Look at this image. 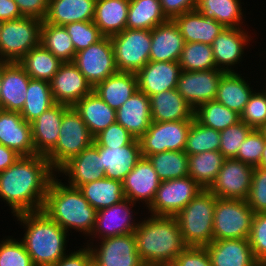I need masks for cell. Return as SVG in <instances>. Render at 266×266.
<instances>
[{
  "label": "cell",
  "instance_id": "cell-1",
  "mask_svg": "<svg viewBox=\"0 0 266 266\" xmlns=\"http://www.w3.org/2000/svg\"><path fill=\"white\" fill-rule=\"evenodd\" d=\"M55 170L43 155L20 156L0 172V198L10 206L13 215L40 211Z\"/></svg>",
  "mask_w": 266,
  "mask_h": 266
},
{
  "label": "cell",
  "instance_id": "cell-2",
  "mask_svg": "<svg viewBox=\"0 0 266 266\" xmlns=\"http://www.w3.org/2000/svg\"><path fill=\"white\" fill-rule=\"evenodd\" d=\"M133 234L145 266H169L187 247L175 216L151 215Z\"/></svg>",
  "mask_w": 266,
  "mask_h": 266
},
{
  "label": "cell",
  "instance_id": "cell-3",
  "mask_svg": "<svg viewBox=\"0 0 266 266\" xmlns=\"http://www.w3.org/2000/svg\"><path fill=\"white\" fill-rule=\"evenodd\" d=\"M14 216L26 228L21 242L34 266H52L66 255L68 232L45 212L40 210Z\"/></svg>",
  "mask_w": 266,
  "mask_h": 266
},
{
  "label": "cell",
  "instance_id": "cell-4",
  "mask_svg": "<svg viewBox=\"0 0 266 266\" xmlns=\"http://www.w3.org/2000/svg\"><path fill=\"white\" fill-rule=\"evenodd\" d=\"M56 178L50 182L42 211L67 232L72 228L91 236L97 211L78 188L65 185Z\"/></svg>",
  "mask_w": 266,
  "mask_h": 266
},
{
  "label": "cell",
  "instance_id": "cell-5",
  "mask_svg": "<svg viewBox=\"0 0 266 266\" xmlns=\"http://www.w3.org/2000/svg\"><path fill=\"white\" fill-rule=\"evenodd\" d=\"M216 200L209 189H203L175 216L187 246L205 247L213 241Z\"/></svg>",
  "mask_w": 266,
  "mask_h": 266
},
{
  "label": "cell",
  "instance_id": "cell-6",
  "mask_svg": "<svg viewBox=\"0 0 266 266\" xmlns=\"http://www.w3.org/2000/svg\"><path fill=\"white\" fill-rule=\"evenodd\" d=\"M94 143L87 125L73 106L65 111L55 147L45 156L51 167L57 171L70 158L80 154Z\"/></svg>",
  "mask_w": 266,
  "mask_h": 266
},
{
  "label": "cell",
  "instance_id": "cell-7",
  "mask_svg": "<svg viewBox=\"0 0 266 266\" xmlns=\"http://www.w3.org/2000/svg\"><path fill=\"white\" fill-rule=\"evenodd\" d=\"M43 20L22 17L3 21L0 29V60L18 62L32 48L40 45Z\"/></svg>",
  "mask_w": 266,
  "mask_h": 266
},
{
  "label": "cell",
  "instance_id": "cell-8",
  "mask_svg": "<svg viewBox=\"0 0 266 266\" xmlns=\"http://www.w3.org/2000/svg\"><path fill=\"white\" fill-rule=\"evenodd\" d=\"M254 214L246 200L217 198L213 240L248 239Z\"/></svg>",
  "mask_w": 266,
  "mask_h": 266
},
{
  "label": "cell",
  "instance_id": "cell-9",
  "mask_svg": "<svg viewBox=\"0 0 266 266\" xmlns=\"http://www.w3.org/2000/svg\"><path fill=\"white\" fill-rule=\"evenodd\" d=\"M110 39L118 72L136 73L150 61L151 30L126 28Z\"/></svg>",
  "mask_w": 266,
  "mask_h": 266
},
{
  "label": "cell",
  "instance_id": "cell-10",
  "mask_svg": "<svg viewBox=\"0 0 266 266\" xmlns=\"http://www.w3.org/2000/svg\"><path fill=\"white\" fill-rule=\"evenodd\" d=\"M192 122L193 120L152 121L148 130L138 139L142 156L165 151H183Z\"/></svg>",
  "mask_w": 266,
  "mask_h": 266
},
{
  "label": "cell",
  "instance_id": "cell-11",
  "mask_svg": "<svg viewBox=\"0 0 266 266\" xmlns=\"http://www.w3.org/2000/svg\"><path fill=\"white\" fill-rule=\"evenodd\" d=\"M202 190L190 176L161 181L148 210L151 215L176 216Z\"/></svg>",
  "mask_w": 266,
  "mask_h": 266
},
{
  "label": "cell",
  "instance_id": "cell-12",
  "mask_svg": "<svg viewBox=\"0 0 266 266\" xmlns=\"http://www.w3.org/2000/svg\"><path fill=\"white\" fill-rule=\"evenodd\" d=\"M73 63L94 87L118 72L110 37L104 36L86 49L76 52Z\"/></svg>",
  "mask_w": 266,
  "mask_h": 266
},
{
  "label": "cell",
  "instance_id": "cell-13",
  "mask_svg": "<svg viewBox=\"0 0 266 266\" xmlns=\"http://www.w3.org/2000/svg\"><path fill=\"white\" fill-rule=\"evenodd\" d=\"M254 167L235 158H226L209 190L216 198L246 200Z\"/></svg>",
  "mask_w": 266,
  "mask_h": 266
},
{
  "label": "cell",
  "instance_id": "cell-14",
  "mask_svg": "<svg viewBox=\"0 0 266 266\" xmlns=\"http://www.w3.org/2000/svg\"><path fill=\"white\" fill-rule=\"evenodd\" d=\"M219 69L206 71L182 70L177 82V91L196 110L201 104L215 100L221 77Z\"/></svg>",
  "mask_w": 266,
  "mask_h": 266
},
{
  "label": "cell",
  "instance_id": "cell-15",
  "mask_svg": "<svg viewBox=\"0 0 266 266\" xmlns=\"http://www.w3.org/2000/svg\"><path fill=\"white\" fill-rule=\"evenodd\" d=\"M90 246L97 266H145L136 249L133 233L101 239V245Z\"/></svg>",
  "mask_w": 266,
  "mask_h": 266
},
{
  "label": "cell",
  "instance_id": "cell-16",
  "mask_svg": "<svg viewBox=\"0 0 266 266\" xmlns=\"http://www.w3.org/2000/svg\"><path fill=\"white\" fill-rule=\"evenodd\" d=\"M55 103L74 106L93 91L92 85L73 62H64L50 81Z\"/></svg>",
  "mask_w": 266,
  "mask_h": 266
},
{
  "label": "cell",
  "instance_id": "cell-17",
  "mask_svg": "<svg viewBox=\"0 0 266 266\" xmlns=\"http://www.w3.org/2000/svg\"><path fill=\"white\" fill-rule=\"evenodd\" d=\"M135 204L136 203L125 199L118 204L98 210L95 225L90 237L98 238L97 236H99V239H105L134 233L138 226V222L135 223L133 220V210L131 208Z\"/></svg>",
  "mask_w": 266,
  "mask_h": 266
},
{
  "label": "cell",
  "instance_id": "cell-18",
  "mask_svg": "<svg viewBox=\"0 0 266 266\" xmlns=\"http://www.w3.org/2000/svg\"><path fill=\"white\" fill-rule=\"evenodd\" d=\"M181 71L179 62L149 61L135 73L138 90L149 97L173 90L177 87Z\"/></svg>",
  "mask_w": 266,
  "mask_h": 266
},
{
  "label": "cell",
  "instance_id": "cell-19",
  "mask_svg": "<svg viewBox=\"0 0 266 266\" xmlns=\"http://www.w3.org/2000/svg\"><path fill=\"white\" fill-rule=\"evenodd\" d=\"M160 183L161 180L151 162L147 157H142L122 181L125 199L133 203L144 201L149 207L155 198Z\"/></svg>",
  "mask_w": 266,
  "mask_h": 266
},
{
  "label": "cell",
  "instance_id": "cell-20",
  "mask_svg": "<svg viewBox=\"0 0 266 266\" xmlns=\"http://www.w3.org/2000/svg\"><path fill=\"white\" fill-rule=\"evenodd\" d=\"M57 172L69 177V184L67 185L74 188L105 178V172L99 156V147L93 143L80 154L70 158Z\"/></svg>",
  "mask_w": 266,
  "mask_h": 266
},
{
  "label": "cell",
  "instance_id": "cell-21",
  "mask_svg": "<svg viewBox=\"0 0 266 266\" xmlns=\"http://www.w3.org/2000/svg\"><path fill=\"white\" fill-rule=\"evenodd\" d=\"M30 79L18 62L3 61L0 109L20 113L26 101Z\"/></svg>",
  "mask_w": 266,
  "mask_h": 266
},
{
  "label": "cell",
  "instance_id": "cell-22",
  "mask_svg": "<svg viewBox=\"0 0 266 266\" xmlns=\"http://www.w3.org/2000/svg\"><path fill=\"white\" fill-rule=\"evenodd\" d=\"M0 144L13 149L21 156L35 154L31 124L19 112L0 109Z\"/></svg>",
  "mask_w": 266,
  "mask_h": 266
},
{
  "label": "cell",
  "instance_id": "cell-23",
  "mask_svg": "<svg viewBox=\"0 0 266 266\" xmlns=\"http://www.w3.org/2000/svg\"><path fill=\"white\" fill-rule=\"evenodd\" d=\"M249 39L248 32L243 28H224L211 45L216 69L225 73L235 72L232 66L240 63Z\"/></svg>",
  "mask_w": 266,
  "mask_h": 266
},
{
  "label": "cell",
  "instance_id": "cell-24",
  "mask_svg": "<svg viewBox=\"0 0 266 266\" xmlns=\"http://www.w3.org/2000/svg\"><path fill=\"white\" fill-rule=\"evenodd\" d=\"M68 107L56 103L30 123L35 154L46 156L55 147L64 111Z\"/></svg>",
  "mask_w": 266,
  "mask_h": 266
},
{
  "label": "cell",
  "instance_id": "cell-25",
  "mask_svg": "<svg viewBox=\"0 0 266 266\" xmlns=\"http://www.w3.org/2000/svg\"><path fill=\"white\" fill-rule=\"evenodd\" d=\"M116 122L139 139L152 123L149 96L137 90L116 111Z\"/></svg>",
  "mask_w": 266,
  "mask_h": 266
},
{
  "label": "cell",
  "instance_id": "cell-26",
  "mask_svg": "<svg viewBox=\"0 0 266 266\" xmlns=\"http://www.w3.org/2000/svg\"><path fill=\"white\" fill-rule=\"evenodd\" d=\"M184 44L178 26L168 19L151 30L150 61L178 62Z\"/></svg>",
  "mask_w": 266,
  "mask_h": 266
},
{
  "label": "cell",
  "instance_id": "cell-27",
  "mask_svg": "<svg viewBox=\"0 0 266 266\" xmlns=\"http://www.w3.org/2000/svg\"><path fill=\"white\" fill-rule=\"evenodd\" d=\"M212 266H258L248 239L213 240L205 246Z\"/></svg>",
  "mask_w": 266,
  "mask_h": 266
},
{
  "label": "cell",
  "instance_id": "cell-28",
  "mask_svg": "<svg viewBox=\"0 0 266 266\" xmlns=\"http://www.w3.org/2000/svg\"><path fill=\"white\" fill-rule=\"evenodd\" d=\"M99 156L105 172V178L123 181L143 157L138 139L129 145L110 148H99Z\"/></svg>",
  "mask_w": 266,
  "mask_h": 266
},
{
  "label": "cell",
  "instance_id": "cell-29",
  "mask_svg": "<svg viewBox=\"0 0 266 266\" xmlns=\"http://www.w3.org/2000/svg\"><path fill=\"white\" fill-rule=\"evenodd\" d=\"M173 20L185 43L200 42L212 45L214 39L225 28L215 19L203 16L197 9L183 13Z\"/></svg>",
  "mask_w": 266,
  "mask_h": 266
},
{
  "label": "cell",
  "instance_id": "cell-30",
  "mask_svg": "<svg viewBox=\"0 0 266 266\" xmlns=\"http://www.w3.org/2000/svg\"><path fill=\"white\" fill-rule=\"evenodd\" d=\"M152 121L172 122L194 120V109L177 89L167 90L149 97Z\"/></svg>",
  "mask_w": 266,
  "mask_h": 266
},
{
  "label": "cell",
  "instance_id": "cell-31",
  "mask_svg": "<svg viewBox=\"0 0 266 266\" xmlns=\"http://www.w3.org/2000/svg\"><path fill=\"white\" fill-rule=\"evenodd\" d=\"M95 4L96 0H49L44 21L57 26L93 21Z\"/></svg>",
  "mask_w": 266,
  "mask_h": 266
},
{
  "label": "cell",
  "instance_id": "cell-32",
  "mask_svg": "<svg viewBox=\"0 0 266 266\" xmlns=\"http://www.w3.org/2000/svg\"><path fill=\"white\" fill-rule=\"evenodd\" d=\"M137 90V78L133 72H117L93 87V91L115 111Z\"/></svg>",
  "mask_w": 266,
  "mask_h": 266
},
{
  "label": "cell",
  "instance_id": "cell-33",
  "mask_svg": "<svg viewBox=\"0 0 266 266\" xmlns=\"http://www.w3.org/2000/svg\"><path fill=\"white\" fill-rule=\"evenodd\" d=\"M73 107L79 113L93 137L116 122V111L94 91L84 96Z\"/></svg>",
  "mask_w": 266,
  "mask_h": 266
},
{
  "label": "cell",
  "instance_id": "cell-34",
  "mask_svg": "<svg viewBox=\"0 0 266 266\" xmlns=\"http://www.w3.org/2000/svg\"><path fill=\"white\" fill-rule=\"evenodd\" d=\"M130 0H96L93 23L104 36L126 29Z\"/></svg>",
  "mask_w": 266,
  "mask_h": 266
},
{
  "label": "cell",
  "instance_id": "cell-35",
  "mask_svg": "<svg viewBox=\"0 0 266 266\" xmlns=\"http://www.w3.org/2000/svg\"><path fill=\"white\" fill-rule=\"evenodd\" d=\"M237 72L224 73L219 83L215 100L230 110L241 114L253 89Z\"/></svg>",
  "mask_w": 266,
  "mask_h": 266
},
{
  "label": "cell",
  "instance_id": "cell-36",
  "mask_svg": "<svg viewBox=\"0 0 266 266\" xmlns=\"http://www.w3.org/2000/svg\"><path fill=\"white\" fill-rule=\"evenodd\" d=\"M78 189L96 211L125 200L122 182L119 180L103 178L85 183Z\"/></svg>",
  "mask_w": 266,
  "mask_h": 266
},
{
  "label": "cell",
  "instance_id": "cell-37",
  "mask_svg": "<svg viewBox=\"0 0 266 266\" xmlns=\"http://www.w3.org/2000/svg\"><path fill=\"white\" fill-rule=\"evenodd\" d=\"M18 63L32 79L50 82L63 62L41 44L32 48Z\"/></svg>",
  "mask_w": 266,
  "mask_h": 266
},
{
  "label": "cell",
  "instance_id": "cell-38",
  "mask_svg": "<svg viewBox=\"0 0 266 266\" xmlns=\"http://www.w3.org/2000/svg\"><path fill=\"white\" fill-rule=\"evenodd\" d=\"M220 151H207L189 156L188 176L203 189H209L225 161Z\"/></svg>",
  "mask_w": 266,
  "mask_h": 266
},
{
  "label": "cell",
  "instance_id": "cell-39",
  "mask_svg": "<svg viewBox=\"0 0 266 266\" xmlns=\"http://www.w3.org/2000/svg\"><path fill=\"white\" fill-rule=\"evenodd\" d=\"M160 0H130L126 22L127 29L152 30L166 22Z\"/></svg>",
  "mask_w": 266,
  "mask_h": 266
},
{
  "label": "cell",
  "instance_id": "cell-40",
  "mask_svg": "<svg viewBox=\"0 0 266 266\" xmlns=\"http://www.w3.org/2000/svg\"><path fill=\"white\" fill-rule=\"evenodd\" d=\"M240 0H198L196 9L206 17L215 19L225 28H243Z\"/></svg>",
  "mask_w": 266,
  "mask_h": 266
},
{
  "label": "cell",
  "instance_id": "cell-41",
  "mask_svg": "<svg viewBox=\"0 0 266 266\" xmlns=\"http://www.w3.org/2000/svg\"><path fill=\"white\" fill-rule=\"evenodd\" d=\"M26 92V101L20 114L27 123H32L43 112L56 104L52 96L50 82L31 78Z\"/></svg>",
  "mask_w": 266,
  "mask_h": 266
},
{
  "label": "cell",
  "instance_id": "cell-42",
  "mask_svg": "<svg viewBox=\"0 0 266 266\" xmlns=\"http://www.w3.org/2000/svg\"><path fill=\"white\" fill-rule=\"evenodd\" d=\"M40 44L63 63L73 62L75 47L64 26L52 25L43 20Z\"/></svg>",
  "mask_w": 266,
  "mask_h": 266
},
{
  "label": "cell",
  "instance_id": "cell-43",
  "mask_svg": "<svg viewBox=\"0 0 266 266\" xmlns=\"http://www.w3.org/2000/svg\"><path fill=\"white\" fill-rule=\"evenodd\" d=\"M161 181L188 176L189 156L183 151H165L147 156Z\"/></svg>",
  "mask_w": 266,
  "mask_h": 266
},
{
  "label": "cell",
  "instance_id": "cell-44",
  "mask_svg": "<svg viewBox=\"0 0 266 266\" xmlns=\"http://www.w3.org/2000/svg\"><path fill=\"white\" fill-rule=\"evenodd\" d=\"M194 116L202 125L217 131L225 130L227 127L233 126L241 121L240 114L230 110L216 100L201 104L194 111Z\"/></svg>",
  "mask_w": 266,
  "mask_h": 266
},
{
  "label": "cell",
  "instance_id": "cell-45",
  "mask_svg": "<svg viewBox=\"0 0 266 266\" xmlns=\"http://www.w3.org/2000/svg\"><path fill=\"white\" fill-rule=\"evenodd\" d=\"M220 131L202 125L194 118L187 134L184 152L190 156L207 151H219Z\"/></svg>",
  "mask_w": 266,
  "mask_h": 266
},
{
  "label": "cell",
  "instance_id": "cell-46",
  "mask_svg": "<svg viewBox=\"0 0 266 266\" xmlns=\"http://www.w3.org/2000/svg\"><path fill=\"white\" fill-rule=\"evenodd\" d=\"M178 62L185 71L216 69L212 46L200 42L185 43Z\"/></svg>",
  "mask_w": 266,
  "mask_h": 266
},
{
  "label": "cell",
  "instance_id": "cell-47",
  "mask_svg": "<svg viewBox=\"0 0 266 266\" xmlns=\"http://www.w3.org/2000/svg\"><path fill=\"white\" fill-rule=\"evenodd\" d=\"M64 27L71 37L75 52L88 48L104 37L93 21L72 22Z\"/></svg>",
  "mask_w": 266,
  "mask_h": 266
},
{
  "label": "cell",
  "instance_id": "cell-48",
  "mask_svg": "<svg viewBox=\"0 0 266 266\" xmlns=\"http://www.w3.org/2000/svg\"><path fill=\"white\" fill-rule=\"evenodd\" d=\"M252 130L245 122L239 121L220 131L219 151L225 158H235L241 144Z\"/></svg>",
  "mask_w": 266,
  "mask_h": 266
},
{
  "label": "cell",
  "instance_id": "cell-49",
  "mask_svg": "<svg viewBox=\"0 0 266 266\" xmlns=\"http://www.w3.org/2000/svg\"><path fill=\"white\" fill-rule=\"evenodd\" d=\"M240 120L252 129H260L266 123V89L251 94Z\"/></svg>",
  "mask_w": 266,
  "mask_h": 266
},
{
  "label": "cell",
  "instance_id": "cell-50",
  "mask_svg": "<svg viewBox=\"0 0 266 266\" xmlns=\"http://www.w3.org/2000/svg\"><path fill=\"white\" fill-rule=\"evenodd\" d=\"M0 266H34L21 240L13 238L0 242Z\"/></svg>",
  "mask_w": 266,
  "mask_h": 266
},
{
  "label": "cell",
  "instance_id": "cell-51",
  "mask_svg": "<svg viewBox=\"0 0 266 266\" xmlns=\"http://www.w3.org/2000/svg\"><path fill=\"white\" fill-rule=\"evenodd\" d=\"M248 240L256 261L266 264V212L254 214Z\"/></svg>",
  "mask_w": 266,
  "mask_h": 266
},
{
  "label": "cell",
  "instance_id": "cell-52",
  "mask_svg": "<svg viewBox=\"0 0 266 266\" xmlns=\"http://www.w3.org/2000/svg\"><path fill=\"white\" fill-rule=\"evenodd\" d=\"M264 143L265 138L263 134L259 130L253 129L241 144L235 159L257 167L264 150Z\"/></svg>",
  "mask_w": 266,
  "mask_h": 266
},
{
  "label": "cell",
  "instance_id": "cell-53",
  "mask_svg": "<svg viewBox=\"0 0 266 266\" xmlns=\"http://www.w3.org/2000/svg\"><path fill=\"white\" fill-rule=\"evenodd\" d=\"M246 202L254 213L266 212V170L254 167Z\"/></svg>",
  "mask_w": 266,
  "mask_h": 266
},
{
  "label": "cell",
  "instance_id": "cell-54",
  "mask_svg": "<svg viewBox=\"0 0 266 266\" xmlns=\"http://www.w3.org/2000/svg\"><path fill=\"white\" fill-rule=\"evenodd\" d=\"M135 138L119 123L115 122L94 137L99 148L122 147L129 145Z\"/></svg>",
  "mask_w": 266,
  "mask_h": 266
},
{
  "label": "cell",
  "instance_id": "cell-55",
  "mask_svg": "<svg viewBox=\"0 0 266 266\" xmlns=\"http://www.w3.org/2000/svg\"><path fill=\"white\" fill-rule=\"evenodd\" d=\"M169 266H212L206 247L187 246Z\"/></svg>",
  "mask_w": 266,
  "mask_h": 266
},
{
  "label": "cell",
  "instance_id": "cell-56",
  "mask_svg": "<svg viewBox=\"0 0 266 266\" xmlns=\"http://www.w3.org/2000/svg\"><path fill=\"white\" fill-rule=\"evenodd\" d=\"M198 0H160L161 8L167 19L175 17L196 9Z\"/></svg>",
  "mask_w": 266,
  "mask_h": 266
},
{
  "label": "cell",
  "instance_id": "cell-57",
  "mask_svg": "<svg viewBox=\"0 0 266 266\" xmlns=\"http://www.w3.org/2000/svg\"><path fill=\"white\" fill-rule=\"evenodd\" d=\"M24 17L44 20L48 11L49 0H14Z\"/></svg>",
  "mask_w": 266,
  "mask_h": 266
},
{
  "label": "cell",
  "instance_id": "cell-58",
  "mask_svg": "<svg viewBox=\"0 0 266 266\" xmlns=\"http://www.w3.org/2000/svg\"><path fill=\"white\" fill-rule=\"evenodd\" d=\"M90 244L80 248L69 255L63 256L57 263L52 266H90L93 262V256L90 249Z\"/></svg>",
  "mask_w": 266,
  "mask_h": 266
},
{
  "label": "cell",
  "instance_id": "cell-59",
  "mask_svg": "<svg viewBox=\"0 0 266 266\" xmlns=\"http://www.w3.org/2000/svg\"><path fill=\"white\" fill-rule=\"evenodd\" d=\"M24 17L14 0H0V20H17Z\"/></svg>",
  "mask_w": 266,
  "mask_h": 266
},
{
  "label": "cell",
  "instance_id": "cell-60",
  "mask_svg": "<svg viewBox=\"0 0 266 266\" xmlns=\"http://www.w3.org/2000/svg\"><path fill=\"white\" fill-rule=\"evenodd\" d=\"M21 155L13 149L0 144V172L12 166Z\"/></svg>",
  "mask_w": 266,
  "mask_h": 266
},
{
  "label": "cell",
  "instance_id": "cell-61",
  "mask_svg": "<svg viewBox=\"0 0 266 266\" xmlns=\"http://www.w3.org/2000/svg\"><path fill=\"white\" fill-rule=\"evenodd\" d=\"M257 167L260 169L266 170V139H265V143H264V150H263L262 155H261V160H260Z\"/></svg>",
  "mask_w": 266,
  "mask_h": 266
},
{
  "label": "cell",
  "instance_id": "cell-62",
  "mask_svg": "<svg viewBox=\"0 0 266 266\" xmlns=\"http://www.w3.org/2000/svg\"><path fill=\"white\" fill-rule=\"evenodd\" d=\"M258 130L263 134V137L266 139V123Z\"/></svg>",
  "mask_w": 266,
  "mask_h": 266
},
{
  "label": "cell",
  "instance_id": "cell-63",
  "mask_svg": "<svg viewBox=\"0 0 266 266\" xmlns=\"http://www.w3.org/2000/svg\"><path fill=\"white\" fill-rule=\"evenodd\" d=\"M2 70H3V61L0 60V92H1Z\"/></svg>",
  "mask_w": 266,
  "mask_h": 266
},
{
  "label": "cell",
  "instance_id": "cell-64",
  "mask_svg": "<svg viewBox=\"0 0 266 266\" xmlns=\"http://www.w3.org/2000/svg\"><path fill=\"white\" fill-rule=\"evenodd\" d=\"M90 266H97V265L92 262Z\"/></svg>",
  "mask_w": 266,
  "mask_h": 266
}]
</instances>
